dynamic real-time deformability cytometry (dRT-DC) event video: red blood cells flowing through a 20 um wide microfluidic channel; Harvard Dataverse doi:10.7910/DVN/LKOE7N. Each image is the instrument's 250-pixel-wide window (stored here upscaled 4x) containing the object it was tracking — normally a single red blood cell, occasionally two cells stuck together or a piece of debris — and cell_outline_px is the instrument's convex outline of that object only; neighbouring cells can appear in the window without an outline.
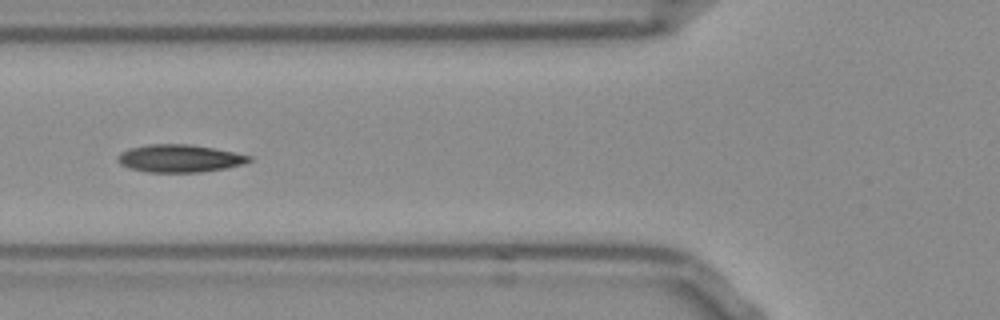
{"species": "Egyptian fruit bat (a non-hibernating species)", "species_latin": "Rousettus aegyptiacus", "temperature_condition": "room temperature", "stored_images_in_passage": 27, "camera_frame_rate_fps": 3000, "um_per_image_px": 0.085, "frame": {"image": 1, "passage_image": 8, "time_ms": 2.333, "image_size_px": [1000, 320], "cell_outline_px": [[252, 160], [244, 164], [224, 168], [200, 172], [144, 172], [128, 168], [120, 164], [116, 160], [116, 156], [120, 152], [132, 148], [148, 144], [188, 144], [212, 148], [252, 156]], "centroid_in_image_um": [15.21, 13.47], "position_along_channel_um": 110.6, "area_um2": 21.15}}